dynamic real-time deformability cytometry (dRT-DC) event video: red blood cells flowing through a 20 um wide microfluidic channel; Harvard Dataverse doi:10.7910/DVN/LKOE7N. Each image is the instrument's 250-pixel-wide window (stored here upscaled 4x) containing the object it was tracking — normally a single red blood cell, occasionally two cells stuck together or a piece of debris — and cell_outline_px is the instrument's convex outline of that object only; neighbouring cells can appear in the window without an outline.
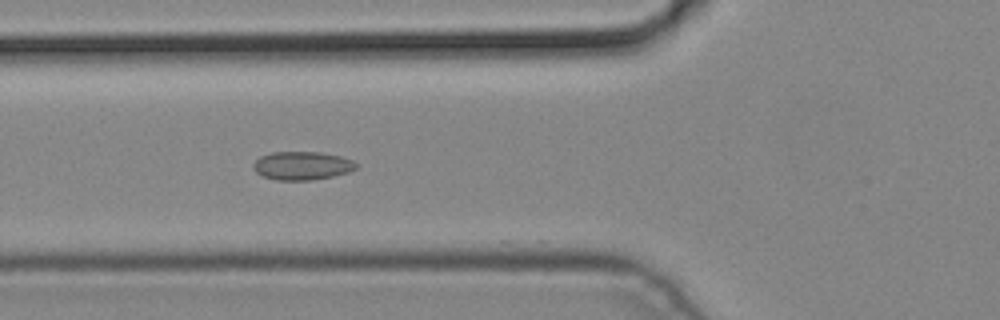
{"species": "common noctule bat (a hibernating species)", "species_latin": "Nyctalus noctula", "temperature_condition": "cold", "stored_images_in_passage": 2, "camera_frame_rate_fps": 3000, "um_per_image_px": 0.085, "animal": {"sex": "male", "body_mass_g": 19.2, "forearm_length_mm": 51.8}, "frame": {"image": 1, "passage_image": 2, "time_ms": 0.333, "image_size_px": [1000, 320], "cell_outline_px": [[360, 164], [356, 168], [348, 172], [332, 176], [312, 180], [276, 180], [264, 176], [256, 172], [252, 168], [252, 164], [260, 156], [272, 152], [320, 152], [340, 156], [352, 160]], "centroid_in_image_um": [25.67, 14.08], "position_along_channel_um": 100.1, "area_um2": 17.05}}